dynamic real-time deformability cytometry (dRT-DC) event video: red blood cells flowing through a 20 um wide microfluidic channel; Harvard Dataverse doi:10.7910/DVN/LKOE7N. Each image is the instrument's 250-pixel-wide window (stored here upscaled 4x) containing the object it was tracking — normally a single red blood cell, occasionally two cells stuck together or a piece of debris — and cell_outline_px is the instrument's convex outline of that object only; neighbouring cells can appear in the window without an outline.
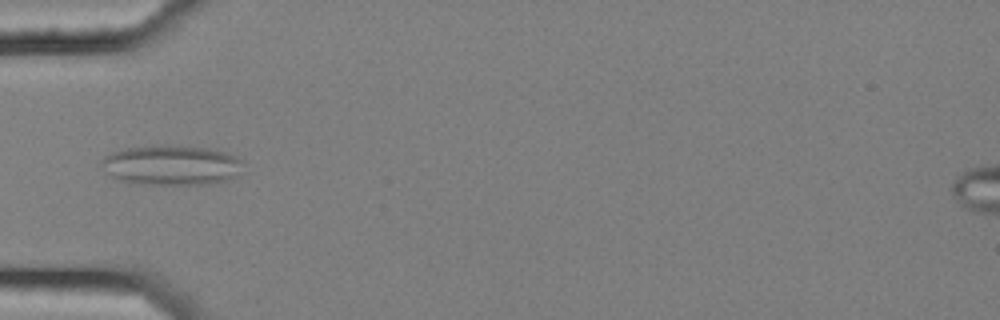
{"species": "common noctule bat (a hibernating species)", "species_latin": "Nyctalus noctula", "temperature_condition": "cold", "stored_images_in_passage": 14, "camera_frame_rate_fps": 3000, "um_per_image_px": 0.085, "animal": {"sex": "female", "body_mass_g": 25.1}, "frame": {"image": 1, "passage_image": 5, "time_ms": 1.333, "image_size_px": [1000, 320], "cell_outline_px": [[244, 160], [236, 176], [212, 184], [136, 184], [120, 180], [104, 172], [100, 164], [100, 160], [104, 156], [112, 152], [128, 148], [152, 144], [156, 144], [208, 148], [224, 152], [236, 156]], "centroid_in_image_um": [14.52, 14.03], "position_along_channel_um": 70.5, "area_um2": 33.23}}
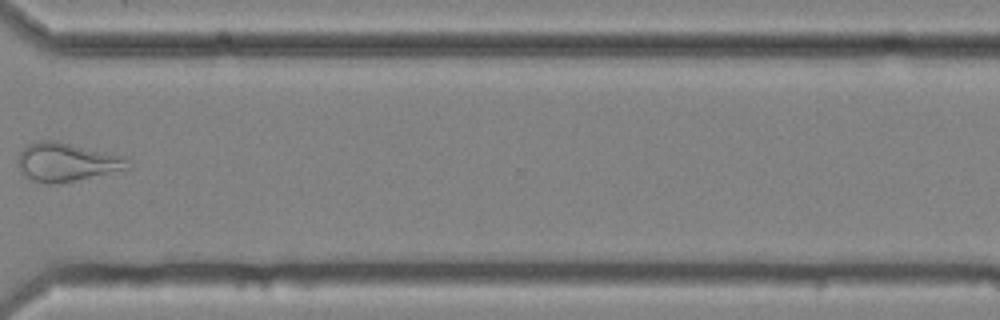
{"frame": {"image": 2, "passage_image": 12, "time_ms": 3.667, "image_size_px": [1000, 320], "cell_outline_px": [[132, 168], [52, 184], [48, 184], [32, 180], [20, 172], [16, 164], [16, 160], [20, 152], [28, 144], [36, 140], [56, 140], [128, 156]], "centroid_in_image_um": [5.67, 13.75], "position_along_channel_um": 364.9, "area_um2": 25.03}}